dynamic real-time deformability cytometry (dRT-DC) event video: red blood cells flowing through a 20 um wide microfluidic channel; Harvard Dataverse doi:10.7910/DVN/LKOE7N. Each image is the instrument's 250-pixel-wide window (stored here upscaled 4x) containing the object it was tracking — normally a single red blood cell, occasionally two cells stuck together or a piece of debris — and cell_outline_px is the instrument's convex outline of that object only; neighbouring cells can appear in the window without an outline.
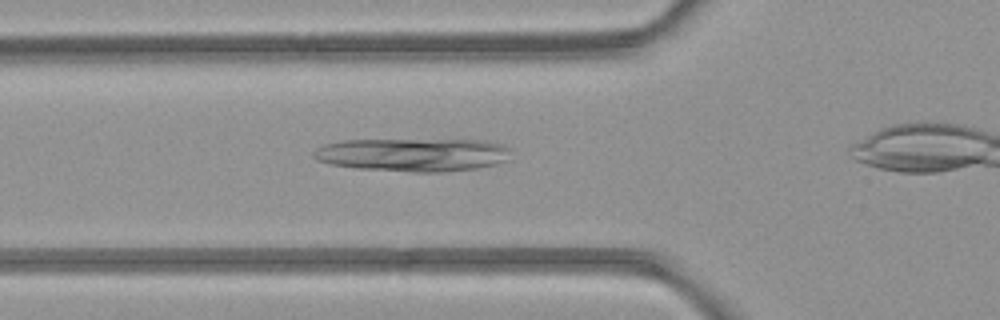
{"species": "common noctule bat (a hibernating species)", "species_latin": "Nyctalus noctula", "temperature_condition": "room temperature", "stored_images_in_passage": 26, "camera_frame_rate_fps": 3000, "um_per_image_px": 0.085, "animal": {"sex": "female", "body_mass_g": 21.9}, "frame": {"image": 1, "passage_image": 4, "time_ms": 1.0, "image_size_px": [1000, 320], "cell_outline_px": [[512, 160], [480, 168], [440, 172], [412, 172], [356, 168], [332, 164], [316, 160], [312, 156], [312, 152], [316, 148], [324, 144], [344, 140], [488, 140], [512, 148]], "centroid_in_image_um": [35.18, 13.15], "position_along_channel_um": 90.6, "area_um2": 38.78}}
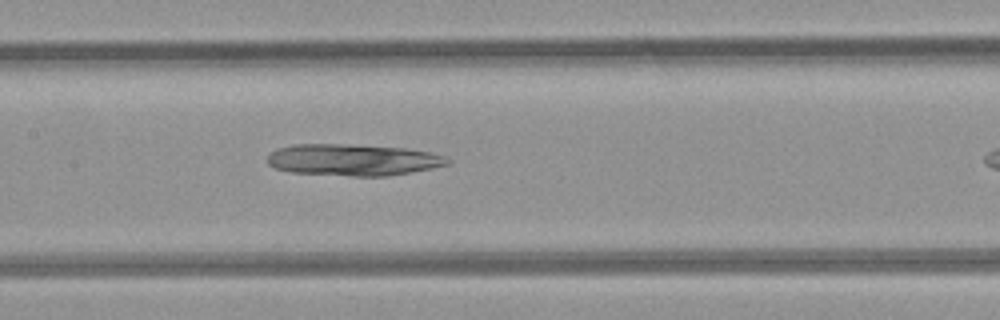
{"frame": {"image": 2, "passage_image": 10, "time_ms": 3.0, "image_size_px": [1000, 320], "cell_outline_px": [[452, 160], [448, 164], [432, 168], [388, 176], [352, 176], [292, 172], [276, 168], [268, 164], [268, 156], [276, 148], [292, 144], [348, 144], [408, 148], [428, 152], [444, 156]], "centroid_in_image_um": [30.0, 13.58], "position_along_channel_um": 177.4, "area_um2": 33.18}}
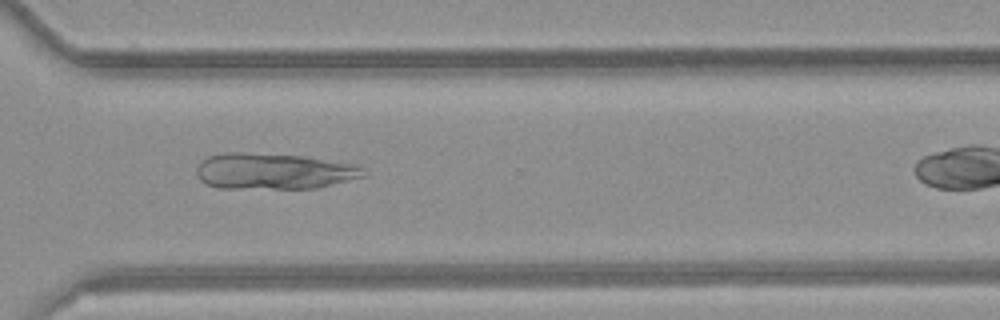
{"frame": {"image": 3, "passage_image": 22, "time_ms": 7.0, "image_size_px": [1000, 320], "cell_outline_px": [[368, 176], [316, 188], [220, 188], [208, 184], [200, 180], [196, 172], [196, 168], [200, 160], [208, 156], [228, 152], [244, 152], [300, 156], [352, 164], [368, 172]], "centroid_in_image_um": [23.24, 14.55], "position_along_channel_um": 347.4, "area_um2": 34.97}}